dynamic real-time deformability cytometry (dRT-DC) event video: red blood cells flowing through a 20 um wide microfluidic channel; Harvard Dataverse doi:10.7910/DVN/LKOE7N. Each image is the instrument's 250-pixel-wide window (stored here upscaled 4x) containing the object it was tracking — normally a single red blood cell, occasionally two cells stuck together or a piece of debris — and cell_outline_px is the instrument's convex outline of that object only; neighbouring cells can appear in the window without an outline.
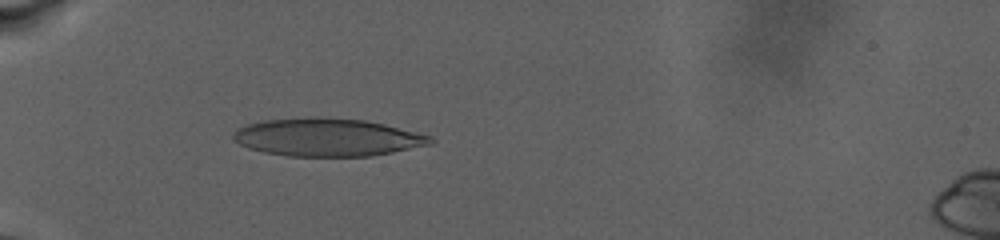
{"species": "human", "species_latin": "Homo sapiens", "temperature_condition": "warm", "stored_images_in_passage": 22, "camera_frame_rate_fps": 3000, "um_per_image_px": 0.085, "donor": {"sex": "male"}, "frame": {"image": 1, "passage_image": 14, "time_ms": 9.667, "image_size_px": [1000, 240], "cell_outline_px": [[436, 140], [432, 144], [372, 156], [288, 156], [264, 152], [248, 148], [232, 140], [232, 132], [248, 124], [264, 120], [316, 116], [364, 120], [384, 124], [432, 136]], "centroid_in_image_um": [27.82, 11.67], "position_along_channel_um": 57.2, "area_um2": 43.64}}
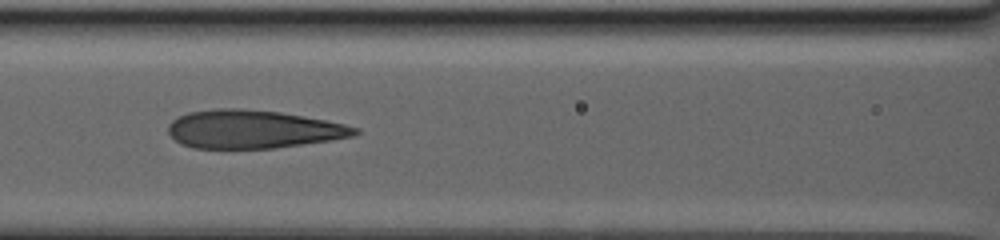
{"frame": {"image": 2, "passage_image": 20, "time_ms": 14.0, "image_size_px": [1000, 240], "cell_outline_px": [[360, 132], [352, 136], [332, 140], [272, 148], [192, 148], [180, 144], [168, 132], [168, 124], [172, 120], [188, 112], [212, 108], [240, 108], [280, 112], [304, 116], [344, 124], [360, 128]], "centroid_in_image_um": [21.48, 10.98], "position_along_channel_um": 145.1, "area_um2": 41.62}}
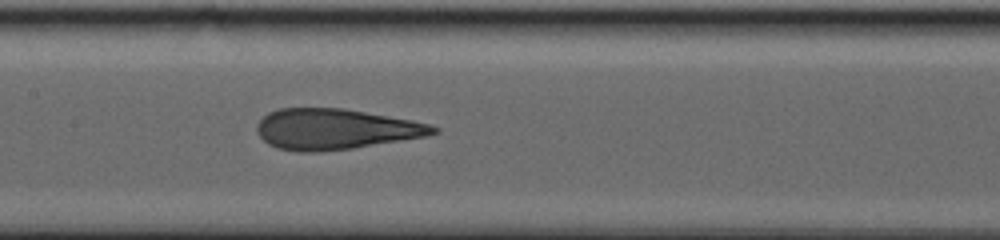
{"frame": {"image": 3, "passage_image": 22, "time_ms": 15.333, "image_size_px": [1000, 240], "cell_outline_px": [[440, 132], [428, 136], [352, 148], [320, 152], [300, 152], [276, 148], [268, 144], [256, 132], [256, 124], [268, 112], [280, 108], [344, 108], [412, 120], [428, 124], [440, 128]], "centroid_in_image_um": [28.5, 10.98], "position_along_channel_um": 178.9, "area_um2": 41.91}}